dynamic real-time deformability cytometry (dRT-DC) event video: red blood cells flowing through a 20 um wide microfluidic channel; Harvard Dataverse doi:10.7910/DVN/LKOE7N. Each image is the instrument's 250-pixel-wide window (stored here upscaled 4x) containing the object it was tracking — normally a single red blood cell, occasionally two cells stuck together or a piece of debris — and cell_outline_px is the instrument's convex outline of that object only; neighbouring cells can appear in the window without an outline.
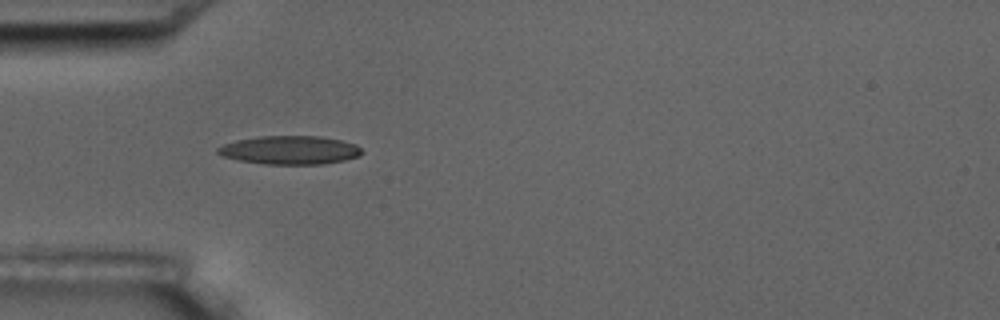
{"species": "common noctule bat (a hibernating species)", "species_latin": "Nyctalus noctula", "temperature_condition": "room temperature", "stored_images_in_passage": 1, "camera_frame_rate_fps": 3000, "um_per_image_px": 0.085, "animal": {"sex": "male", "body_mass_g": 17.5, "forearm_length_mm": 52.3}, "frame": {"image": 1, "passage_image": 1, "time_ms": 0.0, "image_size_px": [1000, 320], "cell_outline_px": [[364, 152], [360, 156], [344, 160], [324, 164], [264, 164], [240, 160], [224, 156], [216, 152], [216, 148], [224, 144], [236, 140], [260, 136], [320, 136], [340, 140], [356, 144]], "centroid_in_image_um": [24.66, 12.75], "position_along_channel_um": 60.3, "area_um2": 23.93}}